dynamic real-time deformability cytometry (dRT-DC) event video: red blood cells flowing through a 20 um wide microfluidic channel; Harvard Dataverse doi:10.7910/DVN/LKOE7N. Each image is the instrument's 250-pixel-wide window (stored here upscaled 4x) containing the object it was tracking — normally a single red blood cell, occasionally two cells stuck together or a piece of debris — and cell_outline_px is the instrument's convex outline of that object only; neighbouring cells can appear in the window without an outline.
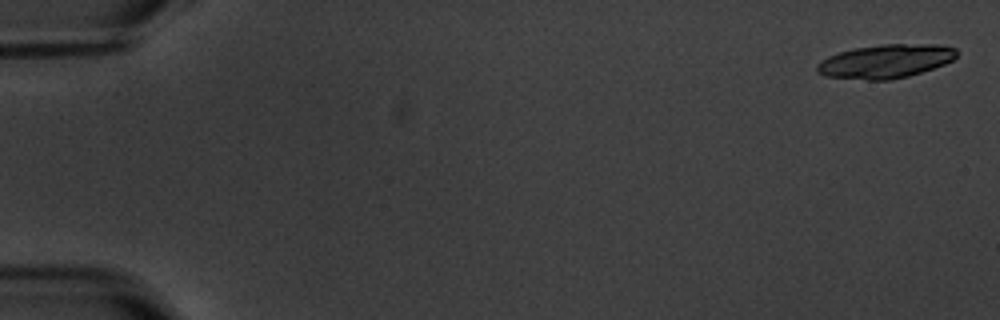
{"species": "common noctule bat (a hibernating species)", "species_latin": "Nyctalus noctula", "temperature_condition": "warm", "stored_images_in_passage": 4, "camera_frame_rate_fps": 3000, "um_per_image_px": 0.085, "animal": {"sex": "male", "body_mass_g": 20.1, "forearm_length_mm": 53.5}, "frame": {"image": 1, "passage_image": 1, "time_ms": 0.0, "image_size_px": [1000, 320], "cell_outline_px": [[956, 56], [952, 60], [944, 64], [908, 76], [892, 80], [868, 80], [824, 76], [816, 72], [816, 64], [828, 56], [840, 52], [856, 48], [884, 44], [936, 44], [956, 48]], "centroid_in_image_um": [75.25, 5.21], "position_along_channel_um": 9.8, "area_um2": 27.28}}